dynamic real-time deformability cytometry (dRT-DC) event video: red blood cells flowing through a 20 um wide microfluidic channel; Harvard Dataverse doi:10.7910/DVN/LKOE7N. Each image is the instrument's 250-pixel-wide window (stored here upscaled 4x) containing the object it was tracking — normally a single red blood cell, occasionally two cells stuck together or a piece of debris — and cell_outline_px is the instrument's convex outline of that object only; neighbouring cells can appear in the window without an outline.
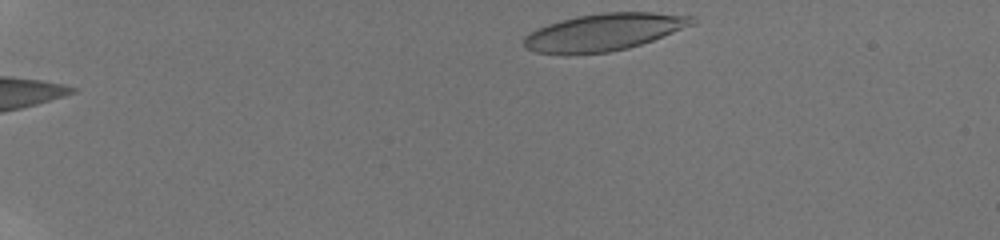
{"species": "human", "species_latin": "Homo sapiens", "temperature_condition": "room temperature", "stored_images_in_passage": 44, "camera_frame_rate_fps": 3000, "um_per_image_px": 0.085, "donor": {"sex": "male"}, "frame": {"image": 1, "passage_image": 1, "time_ms": 0.0, "image_size_px": [1000, 240], "cell_outline_px": [[696, 20], [692, 24], [652, 40], [628, 48], [608, 52], [564, 56], [536, 52], [524, 48], [524, 36], [528, 32], [548, 24], [560, 20], [576, 16], [604, 12], [652, 12], [696, 16]], "centroid_in_image_um": [51.25, 2.74], "position_along_channel_um": 33.7, "area_um2": 36.7}}
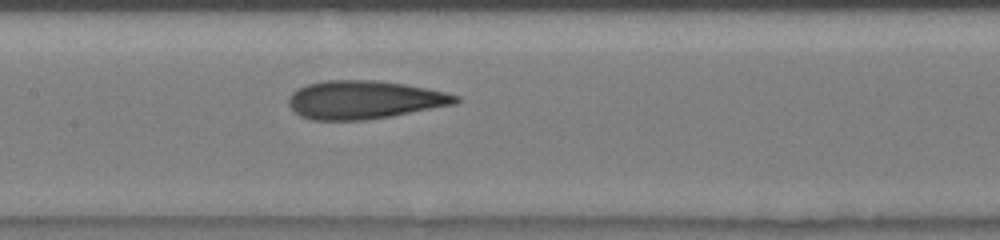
{"frame": {"image": 2, "passage_image": 20, "time_ms": 6.333, "image_size_px": [1000, 240], "cell_outline_px": [[460, 100], [456, 104], [392, 116], [364, 120], [312, 120], [300, 116], [288, 104], [288, 100], [292, 92], [296, 88], [308, 84], [324, 80], [376, 80], [404, 84], [444, 92], [460, 96]], "centroid_in_image_um": [30.95, 8.48], "position_along_channel_um": 176.5, "area_um2": 37.28}}
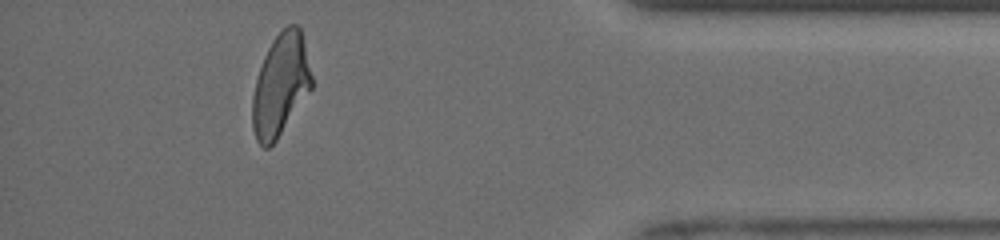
{"frame": {"image": 3, "passage_image": 40, "time_ms": 13.0, "image_size_px": [1000, 240], "cell_outline_px": [[312, 88], [276, 140], [268, 148], [264, 148], [256, 140], [252, 128], [252, 96], [256, 80], [264, 56], [272, 40], [288, 24], [296, 24], [300, 28], [312, 76]], "centroid_in_image_um": [23.83, 7.24], "position_along_channel_um": 411.4, "area_um2": 34.85}, "authors_computed_cell_mechanics": {"area_um2": 36.6741, "velocity_mm_per_s": 3.9546, "shape_relaxation_time_tau1_ms": 7.7027, "shape_relaxation_time_tau2_ms": 1.5477, "deformation_change_tau1": 0.2176, "deformation_change_tau2": 0.0968}}